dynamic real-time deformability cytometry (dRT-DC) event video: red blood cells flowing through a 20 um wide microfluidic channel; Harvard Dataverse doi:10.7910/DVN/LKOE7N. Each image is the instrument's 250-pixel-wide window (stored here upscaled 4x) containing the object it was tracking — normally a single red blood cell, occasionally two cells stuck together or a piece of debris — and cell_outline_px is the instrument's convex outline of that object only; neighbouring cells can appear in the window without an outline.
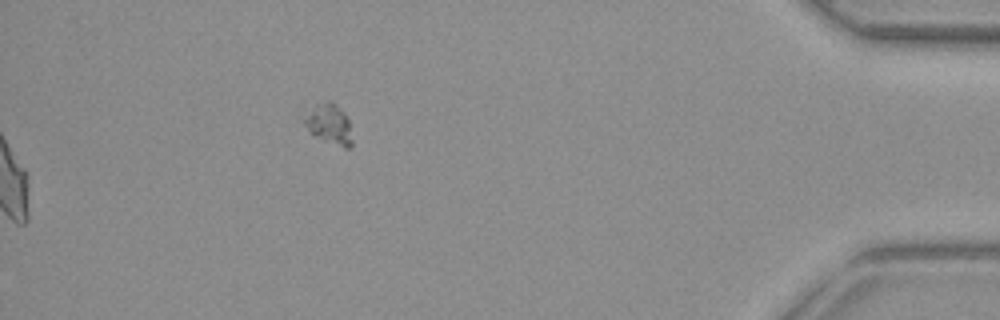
{"species": "common noctule bat (a hibernating species)", "species_latin": "Nyctalus noctula", "temperature_condition": "warm", "stored_images_in_passage": 55, "segment_of_instrument_passage": [2, 2], "camera_frame_rate_fps": 3000, "um_per_image_px": 0.085, "animal": {"sex": "female", "body_mass_g": 29.2, "forearm_length_mm": 56.3}, "frame": {"image": 1, "passage_image": 55, "time_ms": 18.0, "image_size_px": [1000, 320], "cell_outline_px": [[352, 148], [344, 148], [312, 136], [304, 124], [304, 120], [312, 108], [316, 104], [328, 100], [332, 100], [344, 112], [348, 120], [352, 140]], "centroid_in_image_um": [28.0, 10.56], "position_along_channel_um": 407.2, "area_um2": 11.21}}